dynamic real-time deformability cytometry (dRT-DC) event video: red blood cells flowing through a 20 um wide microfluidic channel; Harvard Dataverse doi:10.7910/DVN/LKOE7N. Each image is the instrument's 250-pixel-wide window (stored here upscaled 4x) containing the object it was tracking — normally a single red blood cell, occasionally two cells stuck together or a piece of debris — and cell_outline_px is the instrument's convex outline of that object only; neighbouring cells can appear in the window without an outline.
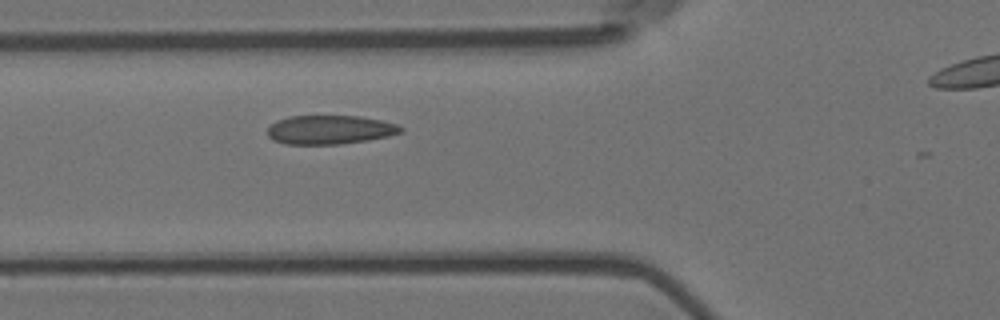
{"species": "Egyptian fruit bat (a non-hibernating species)", "species_latin": "Rousettus aegyptiacus", "temperature_condition": "room temperature", "stored_images_in_passage": 8, "segment_of_instrument_passage": [1, 2], "camera_frame_rate_fps": 3000, "um_per_image_px": 0.085, "animal": {"sex": "female"}, "frame": {"image": 1, "passage_image": 7, "time_ms": 2.0, "image_size_px": [1000, 320], "cell_outline_px": [[404, 132], [388, 136], [368, 140], [340, 144], [284, 144], [272, 140], [268, 136], [268, 128], [276, 120], [288, 116], [360, 116], [380, 120], [396, 124], [404, 128]], "centroid_in_image_um": [28.03, 11.03], "position_along_channel_um": 97.8, "area_um2": 22.54}}